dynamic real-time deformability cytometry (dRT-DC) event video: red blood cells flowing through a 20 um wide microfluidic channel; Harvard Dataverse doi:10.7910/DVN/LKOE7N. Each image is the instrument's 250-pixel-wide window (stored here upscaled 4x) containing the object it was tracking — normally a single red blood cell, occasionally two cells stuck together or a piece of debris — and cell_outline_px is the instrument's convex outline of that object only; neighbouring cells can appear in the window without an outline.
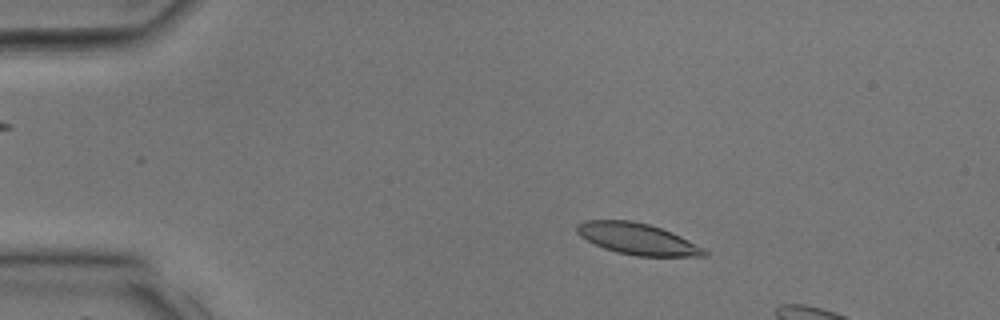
{"species": "common noctule bat (a hibernating species)", "species_latin": "Nyctalus noctula", "temperature_condition": "room temperature", "stored_images_in_passage": 10, "camera_frame_rate_fps": 3000, "um_per_image_px": 0.085, "animal": {"sex": "male", "body_mass_g": 17.9, "forearm_length_mm": 54.2}, "frame": {"image": 1, "passage_image": 6, "time_ms": 1.667, "image_size_px": [1000, 320], "cell_outline_px": [[708, 256], [636, 256], [616, 252], [604, 248], [580, 236], [576, 232], [576, 228], [584, 220], [632, 220], [648, 224], [672, 232], [704, 248], [708, 252]], "centroid_in_image_um": [54.19, 20.31], "position_along_channel_um": 30.8, "area_um2": 23.12}}